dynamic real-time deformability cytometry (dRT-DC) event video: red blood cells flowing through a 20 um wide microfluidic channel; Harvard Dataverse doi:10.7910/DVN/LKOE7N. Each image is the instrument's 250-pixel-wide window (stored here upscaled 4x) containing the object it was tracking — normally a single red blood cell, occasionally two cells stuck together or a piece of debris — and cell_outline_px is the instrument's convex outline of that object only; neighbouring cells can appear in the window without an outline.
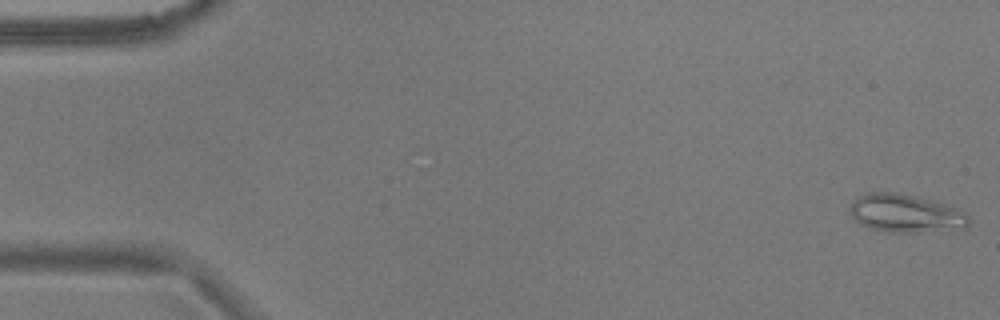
{"species": "common noctule bat (a hibernating species)", "species_latin": "Nyctalus noctula", "temperature_condition": "warm", "stored_images_in_passage": 55, "camera_frame_rate_fps": 3000, "um_per_image_px": 0.085, "animal": {"sex": "male", "body_mass_g": 17.9}, "frame": {"image": 1, "passage_image": 1, "time_ms": 0.0, "image_size_px": [1000, 320], "cell_outline_px": [[968, 228], [916, 232], [888, 232], [872, 228], [860, 224], [848, 212], [852, 204], [860, 196], [868, 192], [896, 192], [944, 204], [956, 208], [964, 212], [968, 216]], "centroid_in_image_um": [76.97, 18.15], "position_along_channel_um": 8.0, "area_um2": 25.95}}
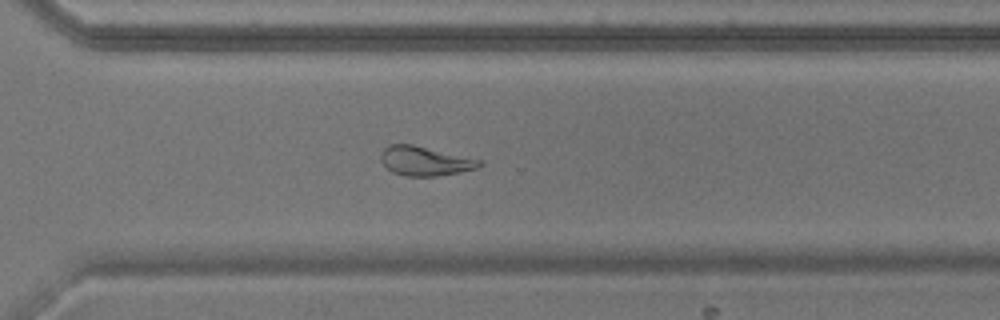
{"frame": {"image": 2, "passage_image": 39, "time_ms": 12.667, "image_size_px": [1000, 320], "cell_outline_px": [[484, 164], [476, 168], [460, 172], [436, 176], [404, 176], [392, 172], [380, 160], [380, 152], [384, 148], [392, 144], [412, 144], [484, 160]], "centroid_in_image_um": [36.14, 13.68], "position_along_channel_um": 334.5, "area_um2": 16.94}}
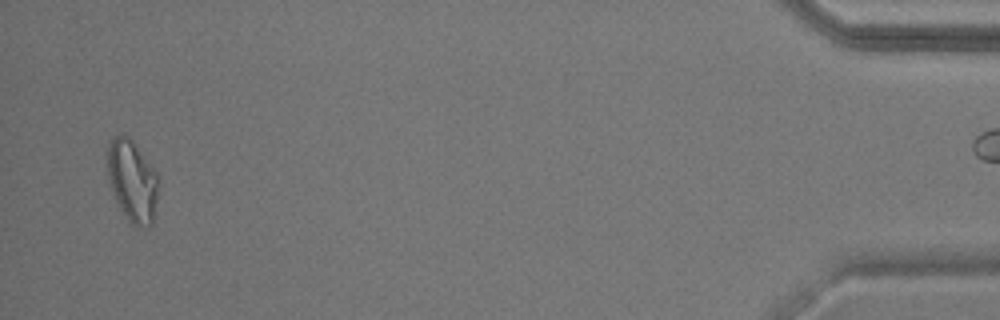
{"frame": {"image": 3, "passage_image": 53, "time_ms": 17.333, "image_size_px": [1000, 320], "cell_outline_px": [[156, 196], [152, 224], [148, 228], [136, 228], [128, 220], [116, 200], [108, 176], [108, 144], [116, 136], [124, 132], [132, 140], [156, 172]], "centroid_in_image_um": [11.23, 15.38], "position_along_channel_um": 424.0, "area_um2": 23.64}, "authors_computed_cell_mechanics": {"area_um2": 18.9584, "velocity_mm_per_s": 3.6825, "shape_relaxation_time_tau1_ms": null, "shape_relaxation_time_tau2_ms": 2.1817, "deformation_change_tau1": null, "deformation_change_tau2": 0.0742}}